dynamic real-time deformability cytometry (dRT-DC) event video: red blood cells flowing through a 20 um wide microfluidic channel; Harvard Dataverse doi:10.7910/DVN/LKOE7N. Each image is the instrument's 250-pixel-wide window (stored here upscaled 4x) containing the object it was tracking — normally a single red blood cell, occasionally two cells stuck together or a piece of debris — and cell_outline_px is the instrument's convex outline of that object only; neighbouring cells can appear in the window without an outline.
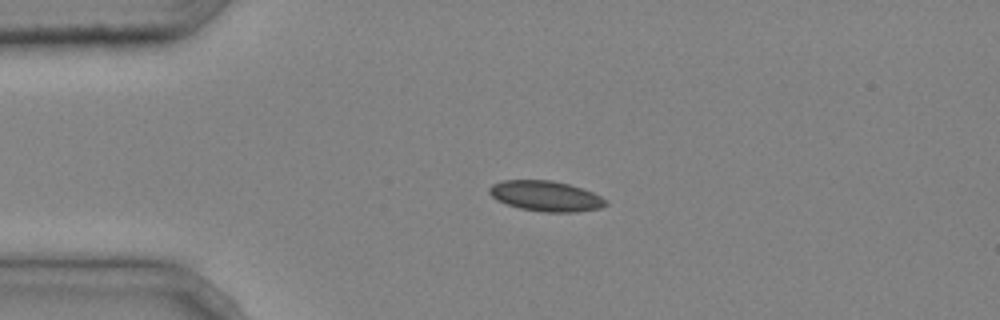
{"species": "common noctule bat (a hibernating species)", "species_latin": "Nyctalus noctula", "temperature_condition": "cold", "stored_images_in_passage": 1, "camera_frame_rate_fps": 3000, "um_per_image_px": 0.085, "animal": {"sex": "male", "body_mass_g": 20.4}, "frame": {"image": 1, "passage_image": 1, "time_ms": 0.0, "image_size_px": [1000, 320], "cell_outline_px": [[608, 204], [600, 208], [576, 212], [544, 212], [520, 208], [496, 200], [488, 192], [488, 188], [492, 184], [504, 180], [552, 180], [568, 184], [592, 192], [608, 200]], "centroid_in_image_um": [46.39, 16.66], "position_along_channel_um": 38.6, "area_um2": 20.58}}